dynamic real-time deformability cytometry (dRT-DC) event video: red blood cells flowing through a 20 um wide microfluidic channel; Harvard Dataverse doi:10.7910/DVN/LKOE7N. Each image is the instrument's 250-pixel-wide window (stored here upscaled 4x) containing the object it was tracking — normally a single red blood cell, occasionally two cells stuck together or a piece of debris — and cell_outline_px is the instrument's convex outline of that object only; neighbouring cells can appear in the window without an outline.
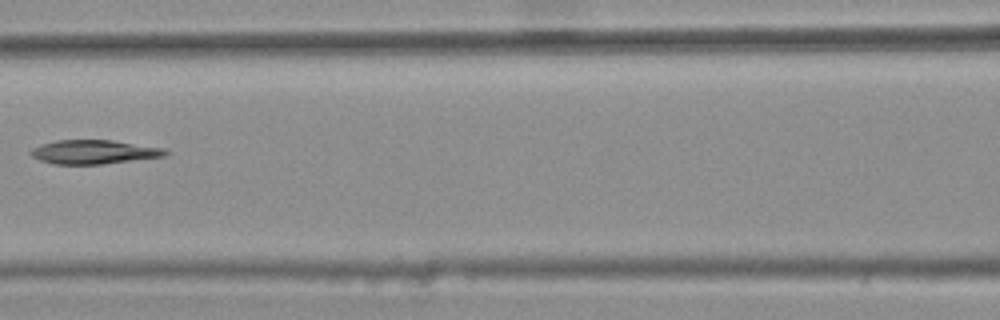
{"species": "common noctule bat (a hibernating species)", "species_latin": "Nyctalus noctula", "temperature_condition": "warm", "stored_images_in_passage": 6, "camera_frame_rate_fps": 3000, "um_per_image_px": 0.085, "animal": {"sex": "female", "body_mass_g": 25.1}, "frame": {"image": 1, "passage_image": 5, "time_ms": 1.333, "image_size_px": [1000, 320], "cell_outline_px": [[172, 152], [164, 156], [100, 164], [52, 164], [40, 160], [32, 156], [32, 148], [40, 144], [56, 140], [112, 140], [168, 148]], "centroid_in_image_um": [8.04, 12.9], "position_along_channel_um": 158.6, "area_um2": 18.84}}
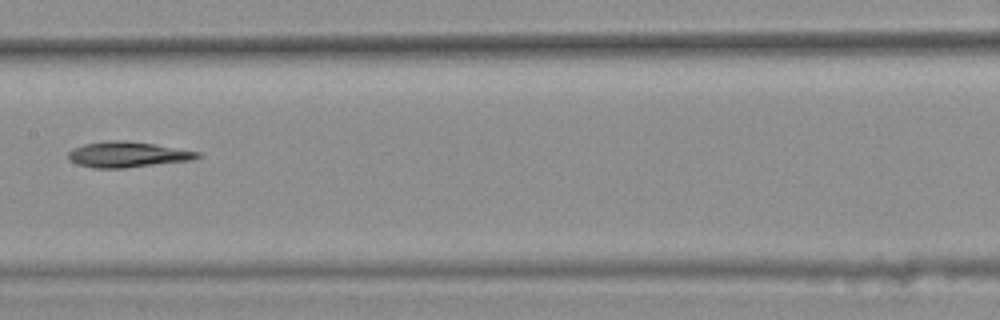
{"frame": {"image": 2, "passage_image": 6, "time_ms": 1.667, "image_size_px": [1000, 320], "cell_outline_px": [[200, 156], [192, 160], [124, 168], [92, 168], [76, 164], [68, 156], [68, 152], [72, 148], [84, 144], [108, 140], [124, 140], [152, 144], [200, 152]], "centroid_in_image_um": [10.8, 13.13], "position_along_channel_um": 196.6, "area_um2": 19.13}}